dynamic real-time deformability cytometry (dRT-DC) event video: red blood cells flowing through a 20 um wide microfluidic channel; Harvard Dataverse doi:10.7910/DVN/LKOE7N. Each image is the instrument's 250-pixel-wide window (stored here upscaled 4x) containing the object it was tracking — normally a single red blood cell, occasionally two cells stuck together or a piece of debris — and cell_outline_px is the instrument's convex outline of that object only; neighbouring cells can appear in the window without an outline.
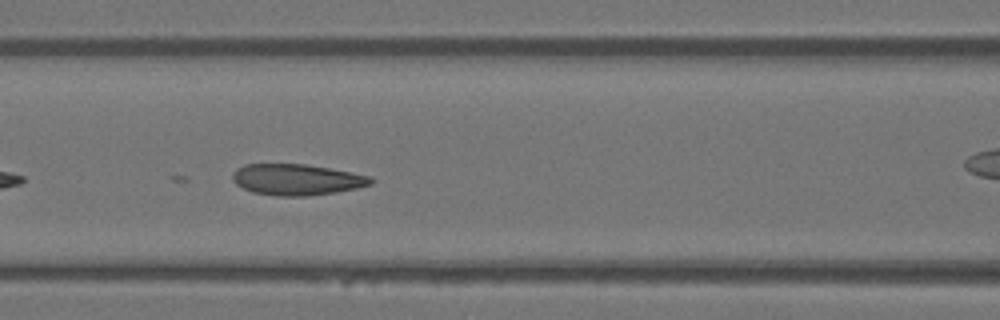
{"species": "Egyptian fruit bat (a non-hibernating species)", "species_latin": "Rousettus aegyptiacus", "temperature_condition": "warm", "stored_images_in_passage": 28, "camera_frame_rate_fps": 3000, "um_per_image_px": 0.085, "animal": {"sex": "female"}, "frame": {"image": 1, "passage_image": 8, "time_ms": 2.333, "image_size_px": [1000, 320], "cell_outline_px": [[376, 180], [372, 184], [356, 188], [336, 192], [304, 196], [276, 196], [252, 192], [236, 184], [232, 180], [232, 176], [236, 168], [244, 164], [304, 164], [328, 168], [372, 176]], "centroid_in_image_um": [25.22, 15.26], "position_along_channel_um": 141.4, "area_um2": 25.09}}
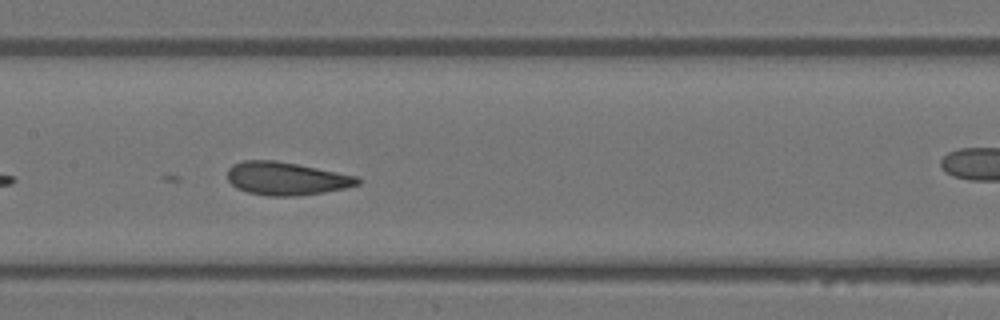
{"frame": {"image": 2, "passage_image": 11, "time_ms": 3.333, "image_size_px": [1000, 320], "cell_outline_px": [[360, 184], [344, 188], [324, 192], [300, 196], [268, 196], [248, 192], [236, 188], [228, 180], [228, 168], [232, 164], [244, 160], [276, 160], [356, 176], [360, 180]], "centroid_in_image_um": [24.29, 15.18], "position_along_channel_um": 183.1, "area_um2": 24.97}}